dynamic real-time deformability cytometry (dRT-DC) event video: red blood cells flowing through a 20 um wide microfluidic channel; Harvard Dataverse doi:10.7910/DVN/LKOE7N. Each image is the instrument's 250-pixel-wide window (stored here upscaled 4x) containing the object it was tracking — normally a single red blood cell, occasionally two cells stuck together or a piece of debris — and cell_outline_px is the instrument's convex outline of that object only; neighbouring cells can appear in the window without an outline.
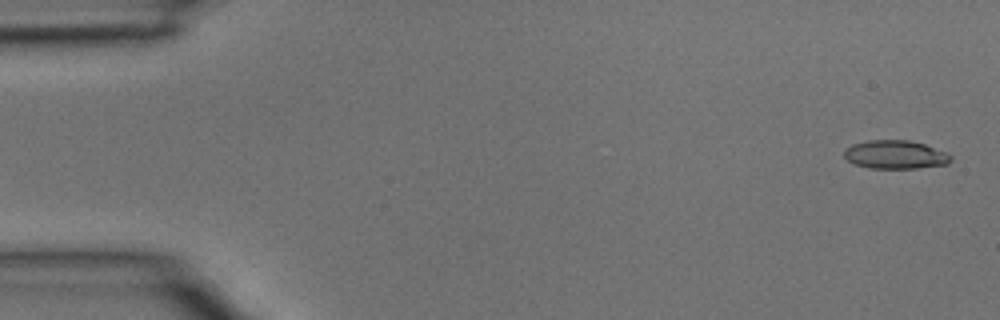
{"species": "common noctule bat (a hibernating species)", "species_latin": "Nyctalus noctula", "temperature_condition": "room temperature", "stored_images_in_passage": 4, "camera_frame_rate_fps": 3000, "um_per_image_px": 0.085, "animal": {"sex": "male", "body_mass_g": 15.6}, "frame": {"image": 1, "passage_image": 1, "time_ms": 0.0, "image_size_px": [1000, 320], "cell_outline_px": [[952, 160], [948, 164], [916, 168], [868, 168], [856, 164], [848, 160], [844, 156], [844, 152], [852, 144], [868, 140], [908, 140], [924, 144], [948, 152], [952, 156]], "centroid_in_image_um": [76.15, 13.14], "position_along_channel_um": 8.9, "area_um2": 17.69}}
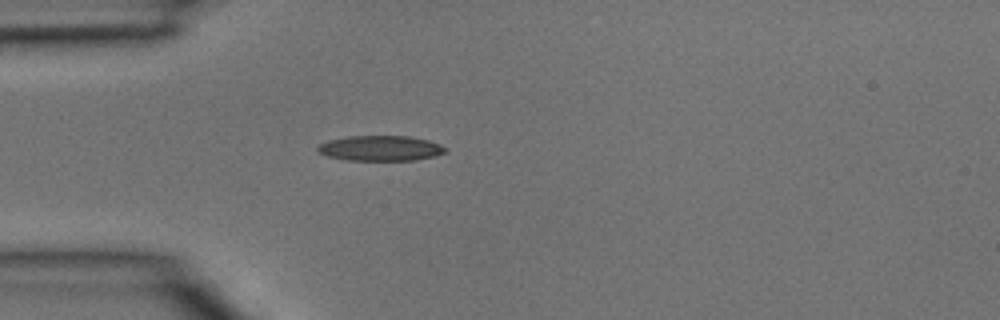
{"frame": {"image": 2, "passage_image": 4, "time_ms": 1.0, "image_size_px": [1000, 320], "cell_outline_px": [[448, 152], [432, 156], [412, 160], [348, 160], [328, 156], [320, 152], [316, 148], [320, 144], [328, 140], [348, 136], [408, 136], [428, 140], [440, 144], [448, 148]], "centroid_in_image_um": [32.36, 12.59], "position_along_channel_um": 52.6, "area_um2": 18.67}}